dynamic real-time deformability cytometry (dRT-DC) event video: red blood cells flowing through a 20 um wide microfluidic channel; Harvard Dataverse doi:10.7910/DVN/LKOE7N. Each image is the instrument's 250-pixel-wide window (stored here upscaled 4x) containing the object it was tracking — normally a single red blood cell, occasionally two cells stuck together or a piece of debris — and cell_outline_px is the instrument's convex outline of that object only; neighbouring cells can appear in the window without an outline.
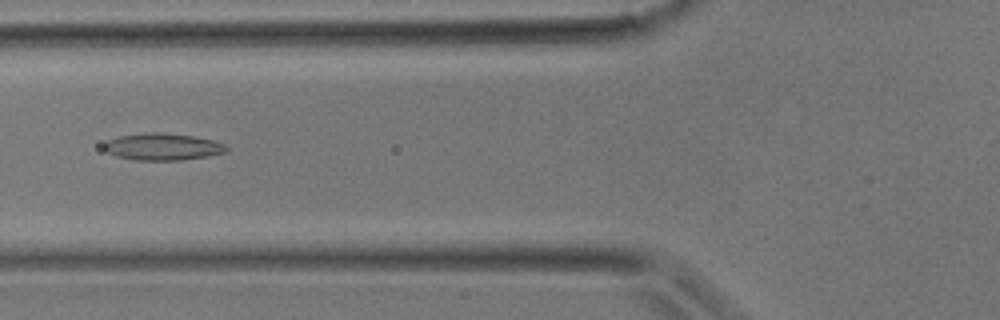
{"species": "common noctule bat (a hibernating species)", "species_latin": "Nyctalus noctula", "temperature_condition": "room temperature", "stored_images_in_passage": 37, "camera_frame_rate_fps": 3000, "um_per_image_px": 0.085, "animal": {"sex": "male", "body_mass_g": 17.9}, "frame": {"image": 1, "passage_image": 14, "time_ms": 4.333, "image_size_px": [1000, 320], "cell_outline_px": [[228, 148], [224, 152], [208, 156], [180, 160], [136, 160], [116, 156], [108, 152], [104, 148], [104, 144], [108, 140], [120, 136], [148, 132], [160, 132], [192, 136], [212, 140], [228, 144]], "centroid_in_image_um": [13.84, 12.47], "position_along_channel_um": 112.0, "area_um2": 19.07}}
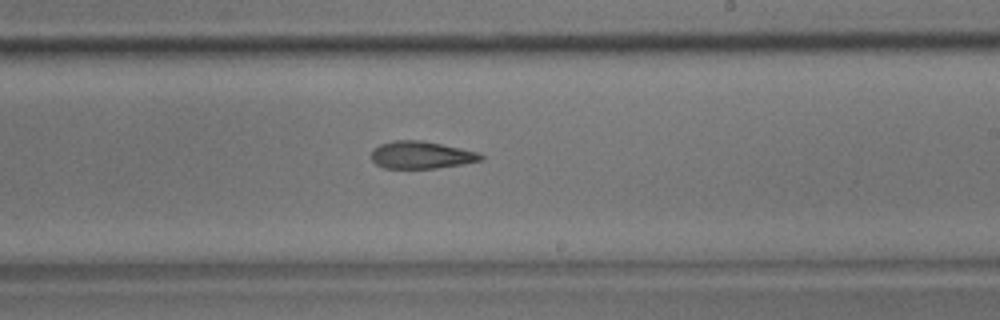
{"frame": {"image": 2, "passage_image": 22, "time_ms": 7.0, "image_size_px": [1000, 320], "cell_outline_px": [[484, 160], [436, 168], [384, 168], [376, 164], [372, 160], [372, 148], [380, 144], [392, 140], [420, 140], [460, 148], [476, 152], [484, 156]], "centroid_in_image_um": [35.77, 13.17], "position_along_channel_um": 253.2, "area_um2": 17.34}}
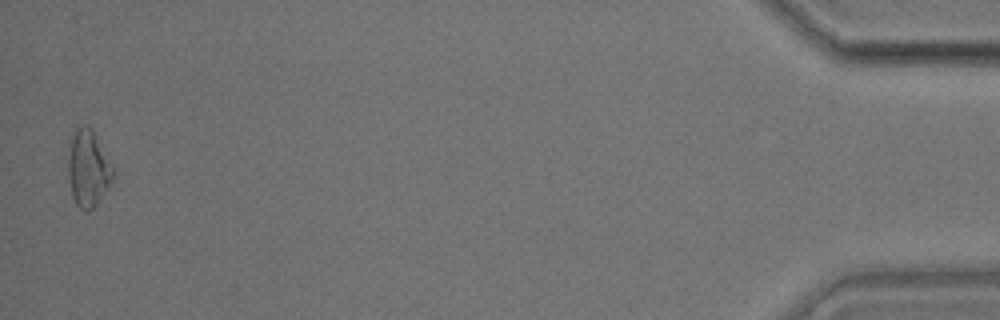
{"frame": {"image": 3, "passage_image": 37, "time_ms": 12.0, "image_size_px": [1000, 320], "cell_outline_px": [[116, 172], [112, 180], [96, 204], [88, 212], [80, 208], [76, 204], [72, 196], [68, 176], [68, 160], [72, 136], [76, 128], [84, 124], [92, 128], [112, 164]], "centroid_in_image_um": [7.5, 14.3], "position_along_channel_um": 427.7, "area_um2": 19.94}}